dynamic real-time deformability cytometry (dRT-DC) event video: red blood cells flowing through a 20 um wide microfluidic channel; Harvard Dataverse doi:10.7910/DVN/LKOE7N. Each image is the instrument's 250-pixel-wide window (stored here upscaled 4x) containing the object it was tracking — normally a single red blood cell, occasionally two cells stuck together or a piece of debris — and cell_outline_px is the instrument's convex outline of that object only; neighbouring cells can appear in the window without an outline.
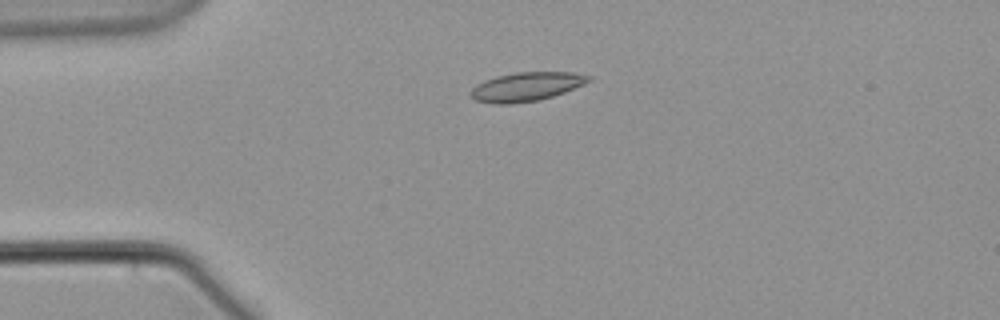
{"species": "common noctule bat (a hibernating species)", "species_latin": "Nyctalus noctula", "temperature_condition": "warm", "stored_images_in_passage": 44, "camera_frame_rate_fps": 3000, "um_per_image_px": 0.085, "animal": {"sex": "male", "body_mass_g": 21.5, "forearm_length_mm": 52.0}, "frame": {"image": 1, "passage_image": 1, "time_ms": 0.0, "image_size_px": [1000, 320], "cell_outline_px": [[592, 80], [584, 84], [564, 92], [540, 100], [512, 104], [492, 104], [476, 100], [468, 92], [476, 84], [484, 80], [496, 76], [516, 72], [572, 72], [592, 76]], "centroid_in_image_um": [44.72, 7.37], "position_along_channel_um": 40.3, "area_um2": 20.0}}
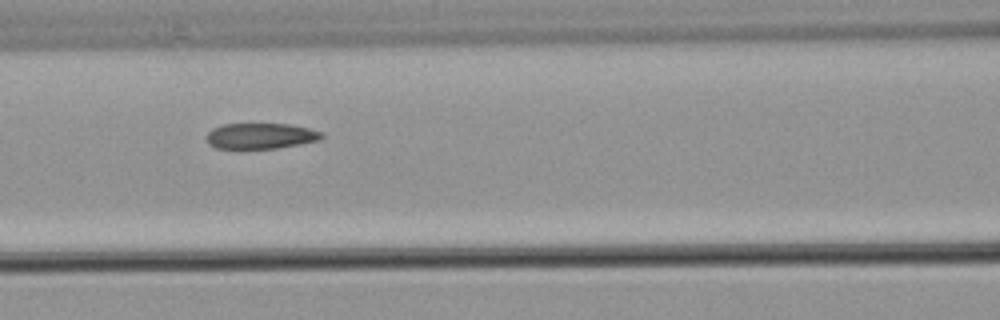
{"frame": {"image": 2, "passage_image": 12, "time_ms": 3.667, "image_size_px": [1000, 320], "cell_outline_px": [[324, 136], [320, 140], [300, 144], [276, 148], [216, 148], [208, 144], [208, 132], [212, 128], [224, 124], [288, 124], [308, 128], [324, 132]], "centroid_in_image_um": [22.19, 11.55], "position_along_channel_um": 144.4, "area_um2": 17.17}}
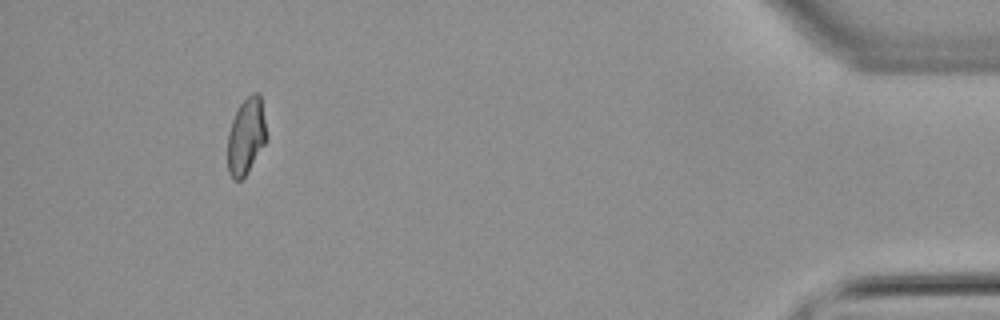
{"frame": {"image": 3, "passage_image": 40, "time_ms": 13.0, "image_size_px": [1000, 320], "cell_outline_px": [[268, 136], [264, 144], [248, 172], [240, 180], [232, 180], [228, 172], [228, 132], [232, 120], [240, 104], [252, 92], [260, 92]], "centroid_in_image_um": [20.93, 11.56], "position_along_channel_um": 414.3, "area_um2": 17.46}}